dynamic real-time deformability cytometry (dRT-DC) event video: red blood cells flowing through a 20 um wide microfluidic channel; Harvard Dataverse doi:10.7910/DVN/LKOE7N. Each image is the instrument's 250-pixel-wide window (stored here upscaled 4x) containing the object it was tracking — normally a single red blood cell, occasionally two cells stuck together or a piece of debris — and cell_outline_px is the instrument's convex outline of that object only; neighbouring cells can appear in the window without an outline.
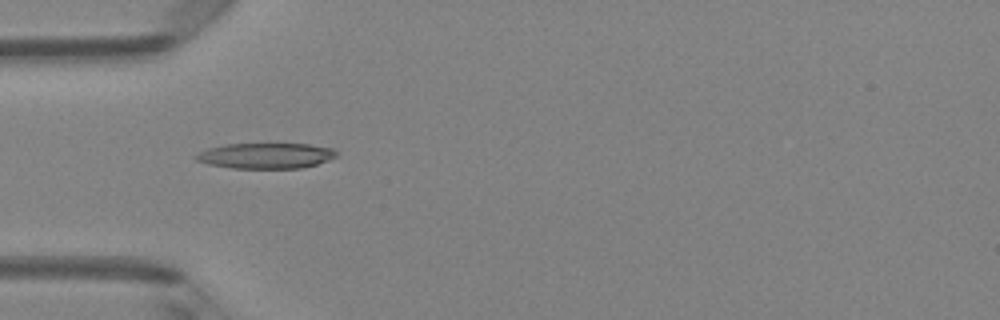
{"species": "Egyptian fruit bat (a non-hibernating species)", "species_latin": "Rousettus aegyptiacus", "temperature_condition": "room temperature", "stored_images_in_passage": 4, "camera_frame_rate_fps": 3000, "um_per_image_px": 0.085, "animal": {"sex": "female"}, "frame": {"image": 1, "passage_image": 2, "time_ms": 0.333, "image_size_px": [1000, 320], "cell_outline_px": [[340, 156], [316, 164], [300, 168], [232, 168], [208, 164], [196, 160], [192, 156], [208, 148], [228, 144], [308, 144], [332, 148]], "centroid_in_image_um": [22.6, 13.24], "position_along_channel_um": 62.4, "area_um2": 20.87}}
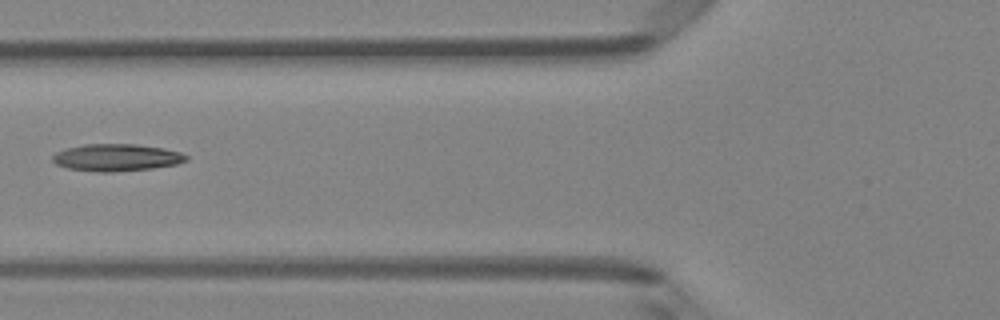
{"frame": {"image": 2, "passage_image": 3, "time_ms": 0.667, "image_size_px": [1000, 320], "cell_outline_px": [[188, 160], [176, 164], [152, 168], [112, 172], [96, 172], [68, 168], [56, 164], [52, 160], [52, 156], [56, 152], [68, 148], [84, 144], [136, 144], [164, 148], [180, 152], [188, 156]], "centroid_in_image_um": [9.91, 13.39], "position_along_channel_um": 115.9, "area_um2": 21.1}}
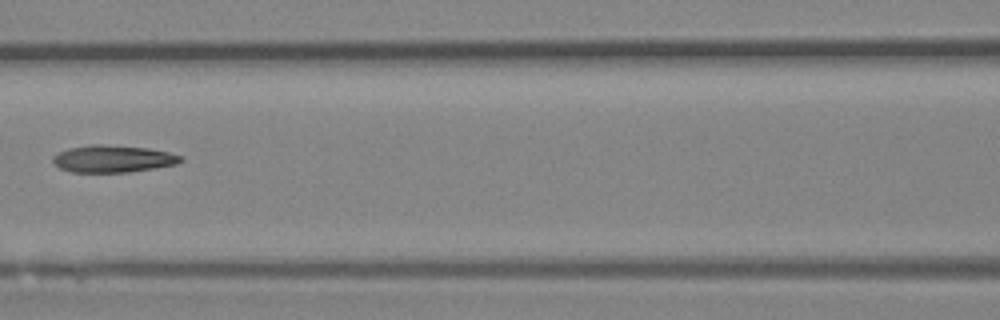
{"frame": {"image": 3, "passage_image": 4, "time_ms": 1.0, "image_size_px": [1000, 320], "cell_outline_px": [[184, 160], [176, 164], [128, 172], [72, 172], [60, 168], [52, 160], [52, 156], [68, 148], [92, 144], [100, 144], [148, 148], [168, 152], [184, 156]], "centroid_in_image_um": [9.61, 13.49], "position_along_channel_um": 157.0, "area_um2": 20.11}}